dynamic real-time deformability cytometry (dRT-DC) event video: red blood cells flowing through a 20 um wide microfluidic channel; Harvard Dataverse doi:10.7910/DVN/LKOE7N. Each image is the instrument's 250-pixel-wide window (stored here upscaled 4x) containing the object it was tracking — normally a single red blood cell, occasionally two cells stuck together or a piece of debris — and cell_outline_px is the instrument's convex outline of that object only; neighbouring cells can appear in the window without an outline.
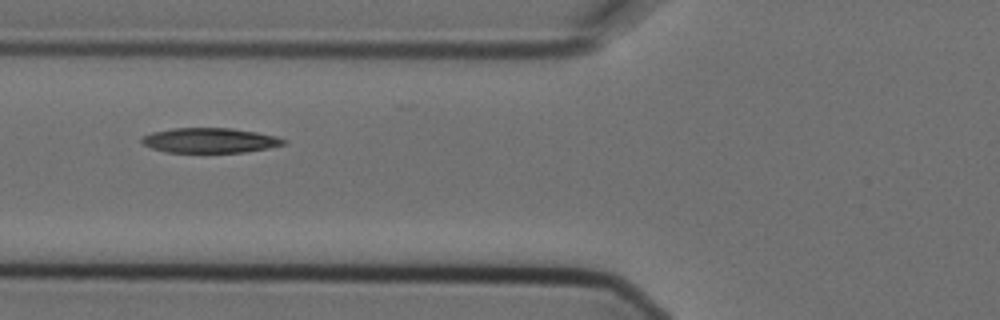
{"species": "Egyptian fruit bat (a non-hibernating species)", "species_latin": "Rousettus aegyptiacus", "temperature_condition": "cold", "stored_images_in_passage": 12, "camera_frame_rate_fps": 3000, "um_per_image_px": 0.085, "animal": {"sex": "female"}, "frame": {"image": 1, "passage_image": 3, "time_ms": 0.667, "image_size_px": [1000, 320], "cell_outline_px": [[288, 140], [284, 144], [268, 148], [244, 152], [164, 152], [152, 148], [144, 144], [140, 140], [140, 136], [152, 132], [172, 128], [232, 128], [256, 132], [276, 136]], "centroid_in_image_um": [17.81, 11.93], "position_along_channel_um": 108.0, "area_um2": 20.63}}
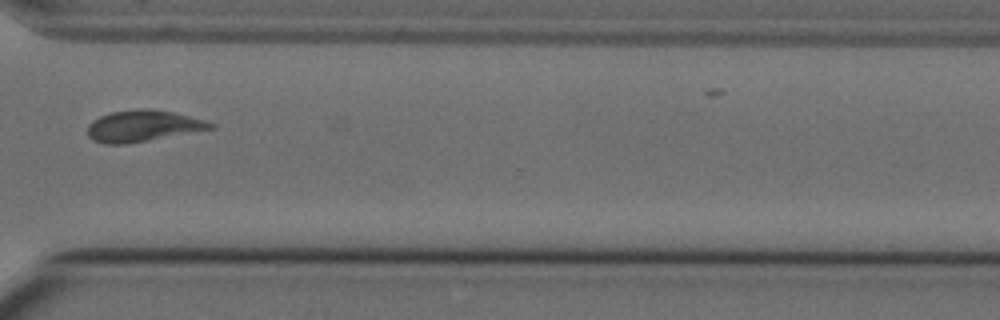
{"frame": {"image": 2, "passage_image": 9, "time_ms": 2.667, "image_size_px": [1000, 320], "cell_outline_px": [[216, 128], [148, 140], [124, 144], [104, 144], [92, 140], [88, 136], [88, 124], [92, 120], [100, 116], [112, 112], [136, 108], [152, 108], [172, 112], [204, 120], [216, 124]], "centroid_in_image_um": [12.13, 10.7], "position_along_channel_um": 358.5, "area_um2": 22.48}}
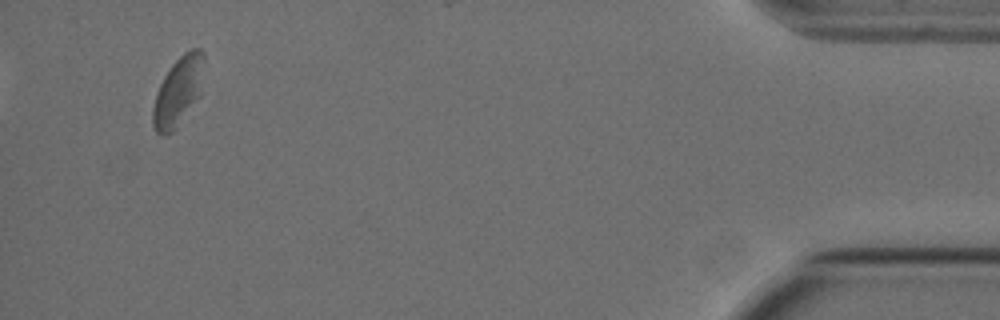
{"frame": {"image": 3, "passage_image": 12, "time_ms": 3.667, "image_size_px": [1000, 320], "cell_outline_px": [[204, 60], [200, 96], [176, 128], [172, 132], [164, 136], [160, 136], [156, 132], [152, 124], [152, 108], [156, 92], [164, 76], [172, 64], [184, 52], [192, 48], [200, 48], [204, 52]], "centroid_in_image_um": [15.14, 7.78], "position_along_channel_um": 420.1, "area_um2": 20.75}}